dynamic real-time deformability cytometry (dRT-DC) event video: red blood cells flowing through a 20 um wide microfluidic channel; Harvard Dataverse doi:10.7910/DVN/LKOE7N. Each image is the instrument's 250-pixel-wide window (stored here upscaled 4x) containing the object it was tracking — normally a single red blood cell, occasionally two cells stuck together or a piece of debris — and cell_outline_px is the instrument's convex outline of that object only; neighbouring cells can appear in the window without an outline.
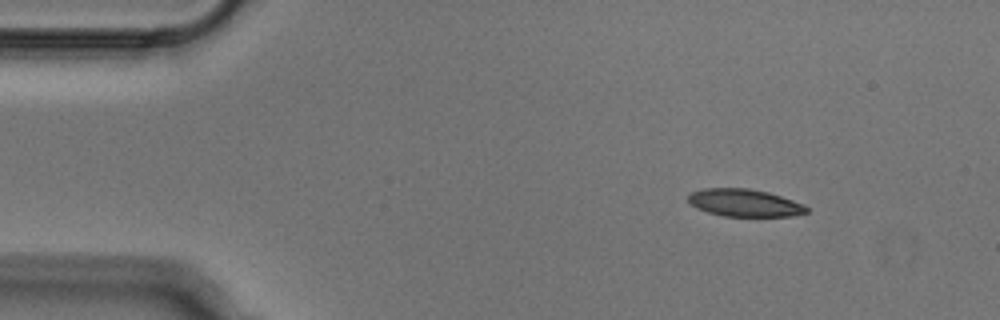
{"species": "Egyptian fruit bat (a non-hibernating species)", "species_latin": "Rousettus aegyptiacus", "temperature_condition": "cold", "stored_images_in_passage": 46, "camera_frame_rate_fps": 3000, "um_per_image_px": 0.085, "animal": {"sex": "male"}, "frame": {"image": 1, "passage_image": 1, "time_ms": 0.0, "image_size_px": [1000, 320], "cell_outline_px": [[808, 212], [792, 216], [724, 216], [708, 212], [696, 208], [688, 200], [688, 196], [692, 192], [704, 188], [748, 188], [768, 192], [804, 204], [808, 208]], "centroid_in_image_um": [63.29, 17.24], "position_along_channel_um": 21.7, "area_um2": 18.84}}
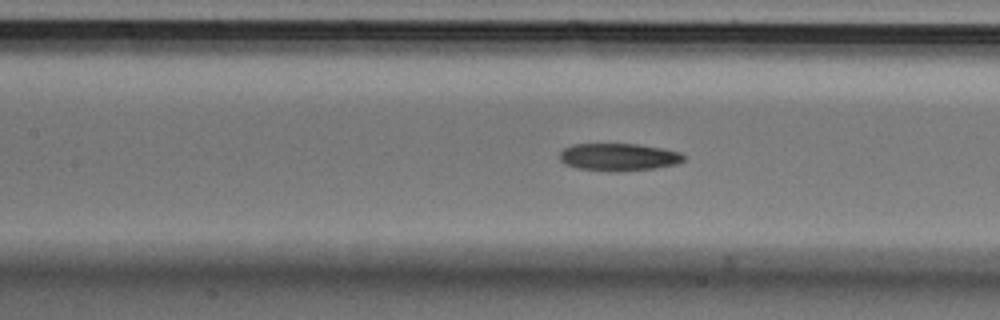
{"frame": {"image": 2, "passage_image": 17, "time_ms": 5.333, "image_size_px": [1000, 320], "cell_outline_px": [[684, 160], [676, 164], [656, 168], [616, 172], [576, 168], [564, 164], [560, 160], [560, 152], [564, 148], [572, 144], [640, 144], [664, 148], [680, 152], [684, 156]], "centroid_in_image_um": [52.58, 13.35], "position_along_channel_um": 154.8, "area_um2": 20.06}}
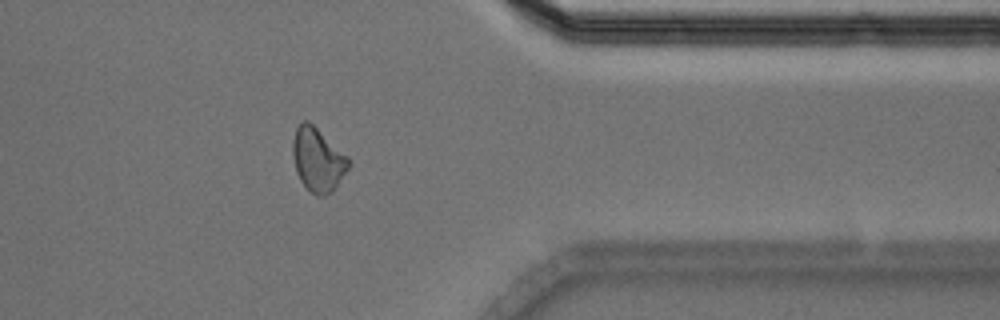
{"frame": {"image": 3, "passage_image": 36, "time_ms": 11.667, "image_size_px": [1000, 320], "cell_outline_px": [[348, 168], [336, 188], [332, 192], [324, 196], [316, 196], [300, 180], [296, 172], [292, 152], [292, 140], [296, 128], [304, 120], [308, 120], [348, 156]], "centroid_in_image_um": [27.0, 13.58], "position_along_channel_um": 384.4, "area_um2": 20.58}}